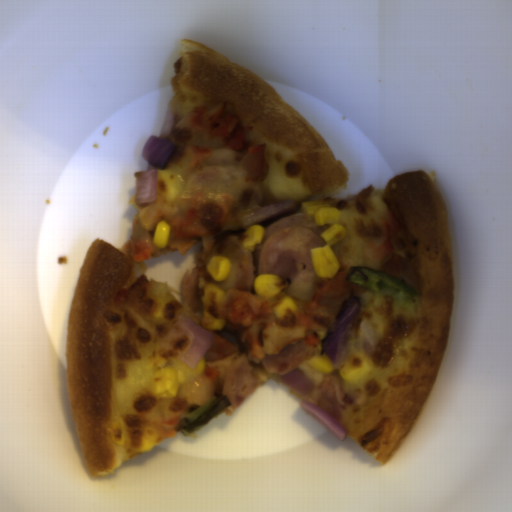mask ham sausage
Wrapping results in <instances>:
<instances>
[{"label":"ham sausage","instance_id":"obj_1","mask_svg":"<svg viewBox=\"0 0 512 512\" xmlns=\"http://www.w3.org/2000/svg\"><path fill=\"white\" fill-rule=\"evenodd\" d=\"M321 235L302 227L275 231L263 244L258 257V273L275 274L287 285L285 293L304 301L316 295L317 276L311 248L325 247Z\"/></svg>","mask_w":512,"mask_h":512},{"label":"ham sausage","instance_id":"obj_5","mask_svg":"<svg viewBox=\"0 0 512 512\" xmlns=\"http://www.w3.org/2000/svg\"><path fill=\"white\" fill-rule=\"evenodd\" d=\"M198 267L191 266L185 270L182 276L181 298L192 313H198L202 308V294L197 284Z\"/></svg>","mask_w":512,"mask_h":512},{"label":"ham sausage","instance_id":"obj_3","mask_svg":"<svg viewBox=\"0 0 512 512\" xmlns=\"http://www.w3.org/2000/svg\"><path fill=\"white\" fill-rule=\"evenodd\" d=\"M258 377L245 353L232 360L223 384L231 405L224 411L232 414L258 387Z\"/></svg>","mask_w":512,"mask_h":512},{"label":"ham sausage","instance_id":"obj_2","mask_svg":"<svg viewBox=\"0 0 512 512\" xmlns=\"http://www.w3.org/2000/svg\"><path fill=\"white\" fill-rule=\"evenodd\" d=\"M243 241L239 236L229 235L220 246V256H226L232 261L229 275L219 282L227 293L230 290L250 293L255 283L253 253L243 246Z\"/></svg>","mask_w":512,"mask_h":512},{"label":"ham sausage","instance_id":"obj_4","mask_svg":"<svg viewBox=\"0 0 512 512\" xmlns=\"http://www.w3.org/2000/svg\"><path fill=\"white\" fill-rule=\"evenodd\" d=\"M331 225L324 224L322 226H317L315 217L307 218V216L302 213H297L293 215H288L280 220H277L267 227H265V237L261 244L256 245V250H254L259 256L262 252L263 246L265 242L276 232L287 228H304L314 232L317 235H320Z\"/></svg>","mask_w":512,"mask_h":512}]
</instances>
